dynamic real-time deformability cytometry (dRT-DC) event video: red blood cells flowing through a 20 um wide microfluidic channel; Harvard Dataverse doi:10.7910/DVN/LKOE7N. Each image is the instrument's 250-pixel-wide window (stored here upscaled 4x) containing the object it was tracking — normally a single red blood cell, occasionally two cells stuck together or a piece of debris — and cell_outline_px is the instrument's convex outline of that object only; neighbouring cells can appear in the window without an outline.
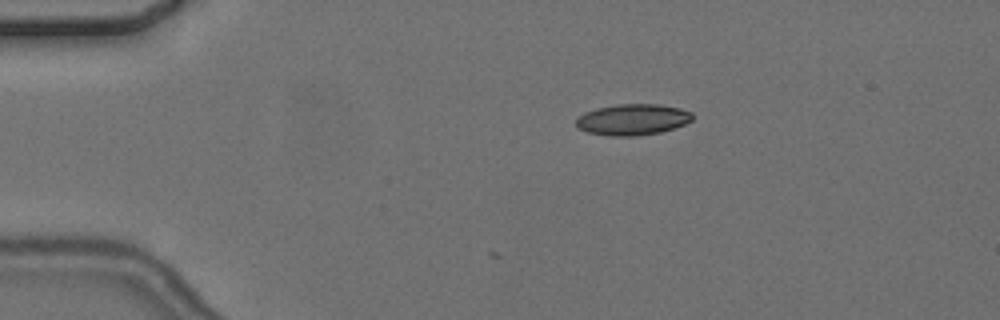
{"species": "common noctule bat (a hibernating species)", "species_latin": "Nyctalus noctula", "temperature_condition": "cold", "stored_images_in_passage": 5, "camera_frame_rate_fps": 3000, "um_per_image_px": 0.085, "animal": {"sex": "female", "body_mass_g": 24.6, "forearm_length_mm": 56.2}, "frame": {"image": 1, "passage_image": 3, "time_ms": 2.333, "image_size_px": [1000, 320], "cell_outline_px": [[692, 120], [684, 124], [660, 132], [636, 136], [608, 136], [588, 132], [580, 128], [576, 124], [576, 116], [584, 112], [596, 108], [620, 104], [656, 104], [680, 108], [692, 112]], "centroid_in_image_um": [53.74, 10.16], "position_along_channel_um": 31.3, "area_um2": 21.04}}
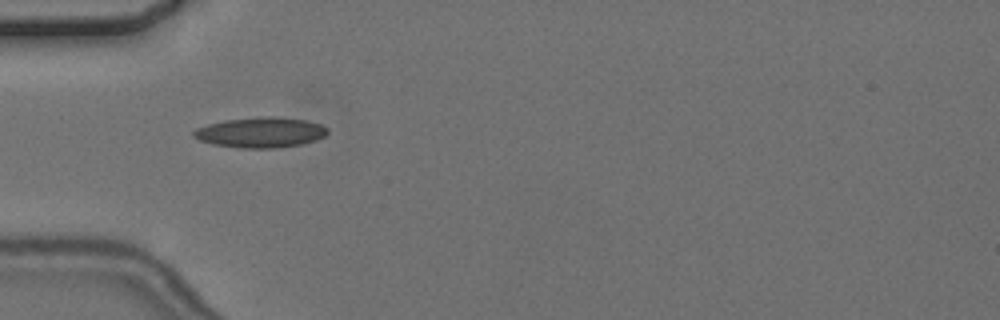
{"frame": {"image": 2, "passage_image": 5, "time_ms": 4.667, "image_size_px": [1000, 320], "cell_outline_px": [[328, 132], [324, 136], [316, 140], [300, 144], [276, 148], [240, 148], [212, 144], [200, 140], [192, 136], [192, 132], [196, 128], [208, 124], [224, 120], [260, 116], [280, 116], [304, 120], [320, 124], [328, 128]], "centroid_in_image_um": [22.13, 11.25], "position_along_channel_um": 62.9, "area_um2": 23.81}}